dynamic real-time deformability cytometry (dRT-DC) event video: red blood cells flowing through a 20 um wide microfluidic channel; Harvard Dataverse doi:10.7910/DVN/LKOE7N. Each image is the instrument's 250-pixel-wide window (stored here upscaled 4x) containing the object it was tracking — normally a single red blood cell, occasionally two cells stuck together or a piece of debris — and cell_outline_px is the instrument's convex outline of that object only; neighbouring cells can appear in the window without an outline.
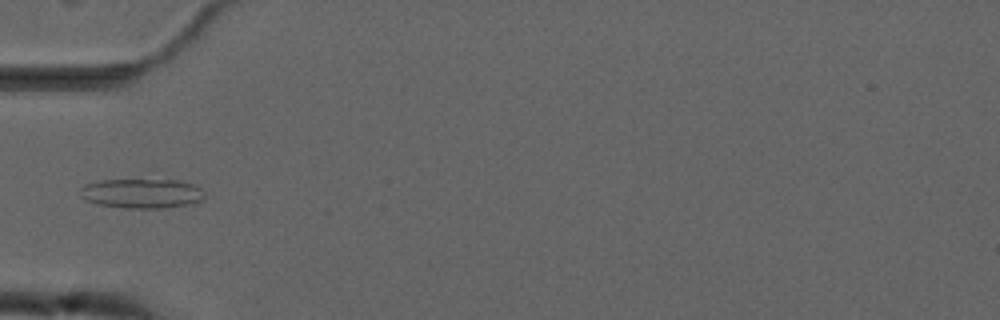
{"species": "common noctule bat (a hibernating species)", "species_latin": "Nyctalus noctula", "temperature_condition": "cold", "stored_images_in_passage": 5, "camera_frame_rate_fps": 3000, "um_per_image_px": 0.085, "animal": {"sex": "male", "forearm_length_mm": 52.5}, "frame": {"image": 1, "passage_image": 5, "time_ms": 5.0, "image_size_px": [1000, 320], "cell_outline_px": [[204, 196], [200, 200], [192, 204], [160, 208], [124, 208], [96, 204], [84, 200], [80, 196], [80, 188], [84, 184], [100, 180], [176, 180], [192, 184], [200, 188], [204, 192]], "centroid_in_image_um": [12.0, 16.44], "position_along_channel_um": 73.0, "area_um2": 21.5}}